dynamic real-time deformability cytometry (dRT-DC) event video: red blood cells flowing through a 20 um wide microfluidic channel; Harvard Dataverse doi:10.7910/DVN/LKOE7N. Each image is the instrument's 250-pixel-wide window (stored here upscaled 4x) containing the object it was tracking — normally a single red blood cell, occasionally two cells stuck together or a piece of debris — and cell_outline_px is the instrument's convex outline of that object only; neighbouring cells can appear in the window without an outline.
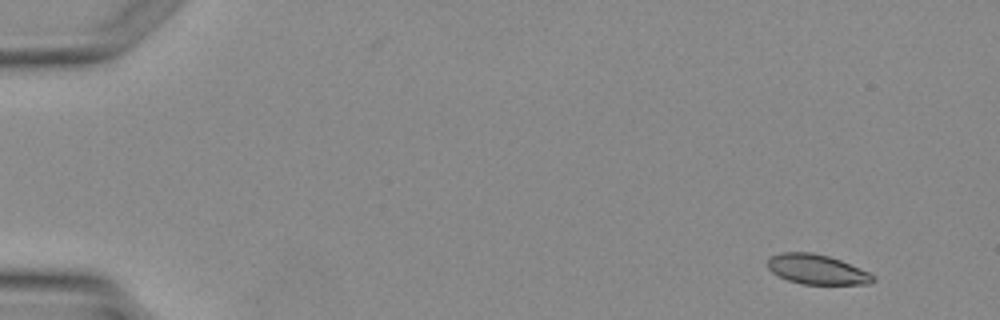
{"species": "Egyptian fruit bat (a non-hibernating species)", "species_latin": "Rousettus aegyptiacus", "temperature_condition": "warm", "stored_images_in_passage": 4, "camera_frame_rate_fps": 3000, "um_per_image_px": 0.085, "animal": {"sex": "female"}, "frame": {"image": 1, "passage_image": 1, "time_ms": 0.0, "image_size_px": [1000, 320], "cell_outline_px": [[876, 280], [868, 284], [800, 284], [788, 280], [772, 272], [768, 268], [768, 256], [780, 252], [812, 252], [828, 256], [840, 260], [868, 272], [876, 276]], "centroid_in_image_um": [69.42, 22.89], "position_along_channel_um": 15.6, "area_um2": 18.32}}
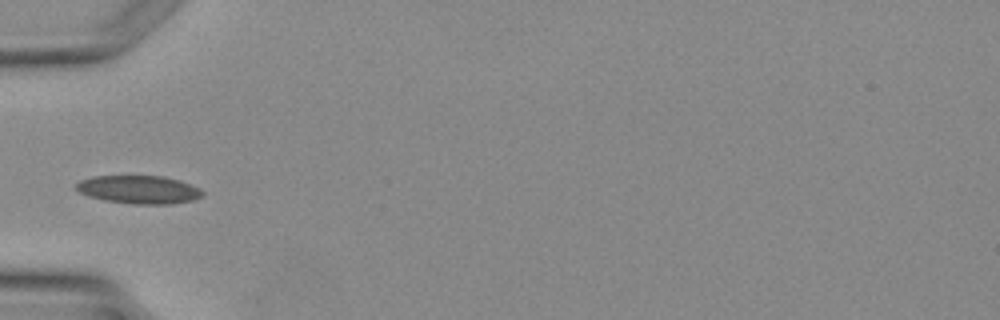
{"frame": {"image": 2, "passage_image": 4, "time_ms": 3.667, "image_size_px": [1000, 320], "cell_outline_px": [[204, 196], [192, 200], [172, 204], [132, 204], [104, 200], [80, 192], [76, 188], [76, 184], [80, 180], [96, 176], [164, 176], [180, 180], [200, 188], [204, 192]], "centroid_in_image_um": [11.87, 16.11], "position_along_channel_um": 73.1, "area_um2": 20.69}}